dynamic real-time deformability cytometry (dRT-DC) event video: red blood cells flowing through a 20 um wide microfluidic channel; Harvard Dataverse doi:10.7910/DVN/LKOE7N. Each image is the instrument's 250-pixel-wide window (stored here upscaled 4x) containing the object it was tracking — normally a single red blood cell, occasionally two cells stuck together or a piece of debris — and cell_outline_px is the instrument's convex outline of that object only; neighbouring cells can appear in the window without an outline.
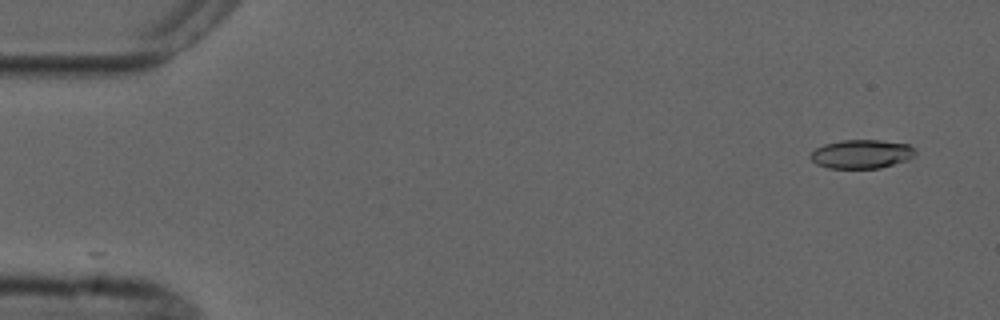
{"species": "common noctule bat (a hibernating species)", "species_latin": "Nyctalus noctula", "temperature_condition": "cold", "stored_images_in_passage": 7, "camera_frame_rate_fps": 3000, "um_per_image_px": 0.085, "animal": {"sex": "male", "forearm_length_mm": 52.5}, "frame": {"image": 1, "passage_image": 1, "time_ms": 0.0, "image_size_px": [1000, 320], "cell_outline_px": [[916, 156], [908, 160], [880, 168], [828, 168], [816, 164], [808, 156], [816, 148], [824, 144], [840, 140], [880, 140], [908, 144], [916, 148]], "centroid_in_image_um": [73.26, 13.09], "position_along_channel_um": 11.7, "area_um2": 17.8}}
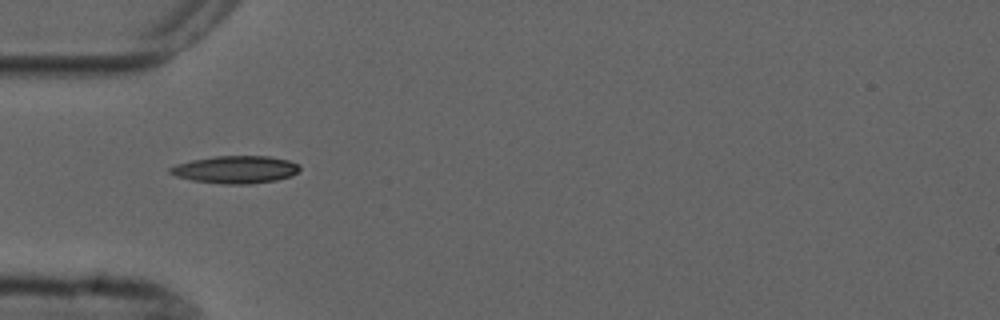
{"frame": {"image": 2, "passage_image": 5, "time_ms": 4.667, "image_size_px": [1000, 320], "cell_outline_px": [[300, 168], [292, 176], [276, 180], [252, 184], [224, 184], [192, 180], [176, 176], [168, 172], [168, 168], [176, 164], [192, 160], [216, 156], [268, 156], [288, 160], [300, 164]], "centroid_in_image_um": [20.03, 14.41], "position_along_channel_um": 65.0, "area_um2": 20.81}}